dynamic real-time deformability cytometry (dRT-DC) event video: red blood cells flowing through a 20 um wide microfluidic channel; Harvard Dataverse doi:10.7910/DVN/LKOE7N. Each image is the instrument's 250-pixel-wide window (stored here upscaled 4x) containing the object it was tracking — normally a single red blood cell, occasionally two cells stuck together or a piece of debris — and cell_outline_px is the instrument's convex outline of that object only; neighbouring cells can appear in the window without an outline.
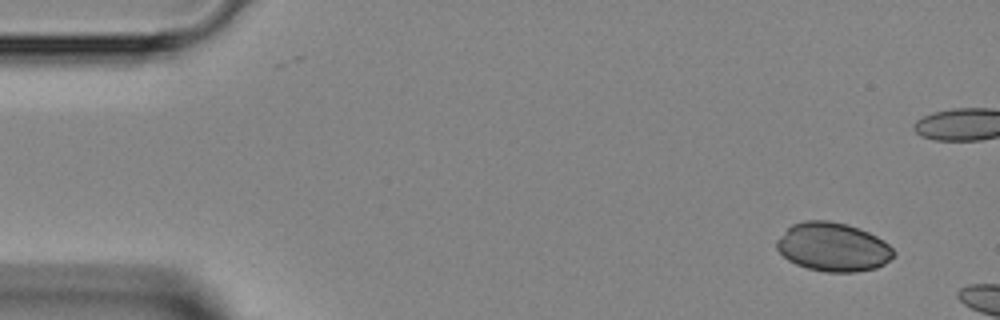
{"species": "Egyptian fruit bat (a non-hibernating species)", "species_latin": "Rousettus aegyptiacus", "temperature_condition": "room temperature", "stored_images_in_passage": 5, "camera_frame_rate_fps": 3000, "um_per_image_px": 0.085, "animal": {"sex": "female"}, "frame": {"image": 1, "passage_image": 1, "time_ms": 0.0, "image_size_px": [1000, 320], "cell_outline_px": [[896, 252], [884, 264], [876, 268], [856, 272], [824, 272], [808, 268], [796, 264], [788, 260], [776, 248], [776, 240], [792, 224], [804, 220], [828, 220], [848, 224], [868, 232], [884, 240]], "centroid_in_image_um": [70.8, 20.99], "position_along_channel_um": 14.2, "area_um2": 33.23}}